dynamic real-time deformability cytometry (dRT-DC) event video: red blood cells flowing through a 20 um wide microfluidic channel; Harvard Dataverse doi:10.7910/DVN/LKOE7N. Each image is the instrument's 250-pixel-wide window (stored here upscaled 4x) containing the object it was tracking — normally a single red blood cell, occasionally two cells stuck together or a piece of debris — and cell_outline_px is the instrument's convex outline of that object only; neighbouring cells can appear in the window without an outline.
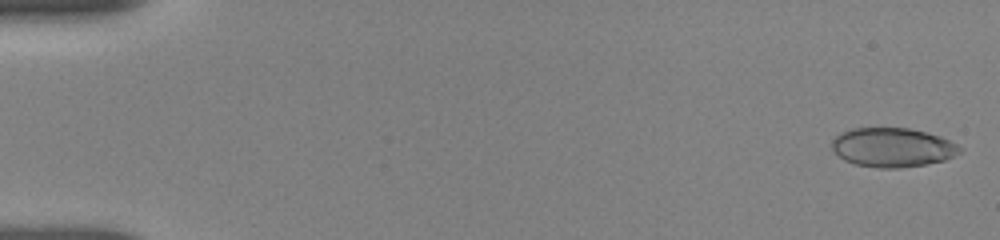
{"species": "human", "species_latin": "Homo sapiens", "temperature_condition": "room temperature", "stored_images_in_passage": 33, "camera_frame_rate_fps": 3000, "um_per_image_px": 0.085, "donor": {"sex": "female"}, "frame": {"image": 1, "passage_image": 3, "time_ms": 0.333, "image_size_px": [1000, 240], "cell_outline_px": [[960, 152], [944, 160], [924, 164], [900, 168], [880, 168], [856, 164], [844, 160], [832, 148], [832, 140], [840, 132], [852, 128], [908, 128], [940, 136], [956, 144], [960, 148]], "centroid_in_image_um": [75.83, 12.52], "position_along_channel_um": 9.2, "area_um2": 28.84}}
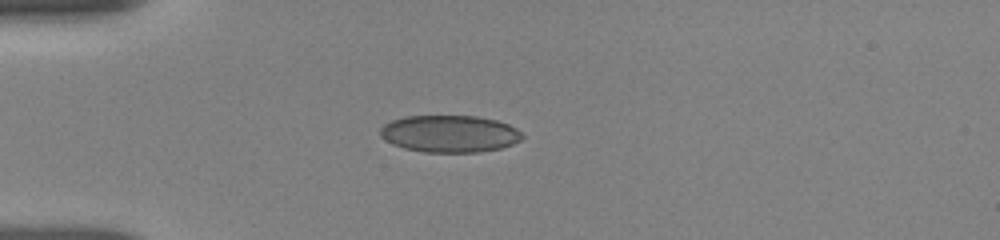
{"frame": {"image": 2, "passage_image": 28, "time_ms": 4.667, "image_size_px": [1000, 240], "cell_outline_px": [[524, 136], [520, 140], [512, 144], [500, 148], [480, 152], [424, 152], [404, 148], [392, 144], [384, 140], [380, 136], [380, 128], [384, 124], [392, 120], [404, 116], [476, 116], [496, 120], [508, 124], [516, 128]], "centroid_in_image_um": [38.19, 11.37], "position_along_channel_um": 46.8, "area_um2": 30.75}}